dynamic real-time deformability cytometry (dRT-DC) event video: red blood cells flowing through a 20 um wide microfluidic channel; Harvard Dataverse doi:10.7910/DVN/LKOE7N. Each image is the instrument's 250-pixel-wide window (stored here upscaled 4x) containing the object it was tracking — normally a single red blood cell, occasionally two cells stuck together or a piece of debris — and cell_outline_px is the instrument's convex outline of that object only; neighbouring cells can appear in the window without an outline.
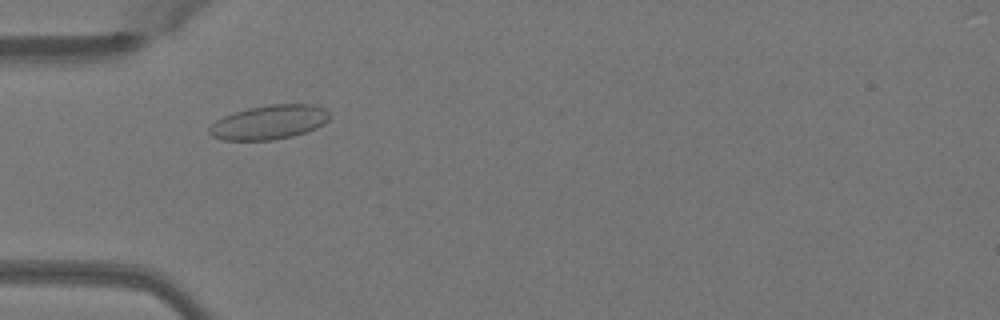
{"species": "Egyptian fruit bat (a non-hibernating species)", "species_latin": "Rousettus aegyptiacus", "temperature_condition": "warm", "stored_images_in_passage": 46, "camera_frame_rate_fps": 3000, "um_per_image_px": 0.085, "animal": {"sex": "female"}, "frame": {"image": 1, "passage_image": 12, "time_ms": 3.667, "image_size_px": [1000, 320], "cell_outline_px": [[328, 120], [324, 124], [316, 128], [292, 136], [272, 140], [224, 140], [212, 136], [208, 132], [208, 128], [216, 120], [224, 116], [248, 108], [272, 104], [312, 104], [324, 108], [328, 112]], "centroid_in_image_um": [22.87, 10.39], "position_along_channel_um": 62.1, "area_um2": 23.81}}
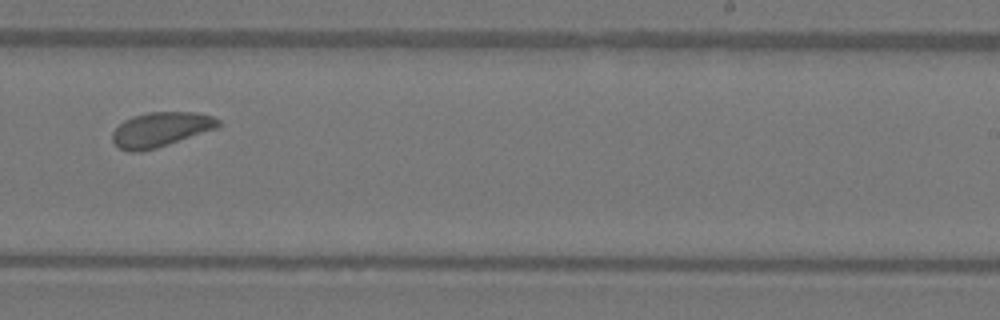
{"frame": {"image": 2, "passage_image": 28, "time_ms": 9.0, "image_size_px": [1000, 320], "cell_outline_px": [[220, 124], [216, 128], [156, 148], [140, 152], [128, 152], [120, 148], [112, 140], [112, 132], [124, 120], [132, 116], [148, 112], [196, 112], [212, 116], [220, 120]], "centroid_in_image_um": [13.63, 11.0], "position_along_channel_um": 275.4, "area_um2": 21.21}}
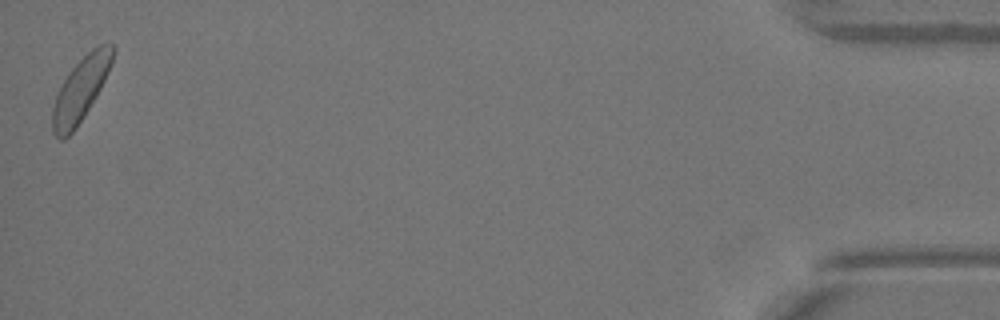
{"frame": {"image": 3, "passage_image": 46, "time_ms": 15.0, "image_size_px": [1000, 320], "cell_outline_px": [[112, 60], [108, 72], [96, 96], [84, 116], [76, 128], [64, 140], [60, 140], [52, 132], [52, 108], [56, 96], [64, 80], [72, 68], [92, 48], [100, 44], [112, 44]], "centroid_in_image_um": [6.82, 7.66], "position_along_channel_um": 428.4, "area_um2": 21.79}, "authors_computed_cell_mechanics": {"area_um2": 21.7617, "velocity_mm_per_s": 4.0411, "shape_relaxation_time_tau1_ms": 7.0734, "shape_relaxation_time_tau2_ms": null, "deformation_change_tau1": 0.1063, "deformation_change_tau2": null}}